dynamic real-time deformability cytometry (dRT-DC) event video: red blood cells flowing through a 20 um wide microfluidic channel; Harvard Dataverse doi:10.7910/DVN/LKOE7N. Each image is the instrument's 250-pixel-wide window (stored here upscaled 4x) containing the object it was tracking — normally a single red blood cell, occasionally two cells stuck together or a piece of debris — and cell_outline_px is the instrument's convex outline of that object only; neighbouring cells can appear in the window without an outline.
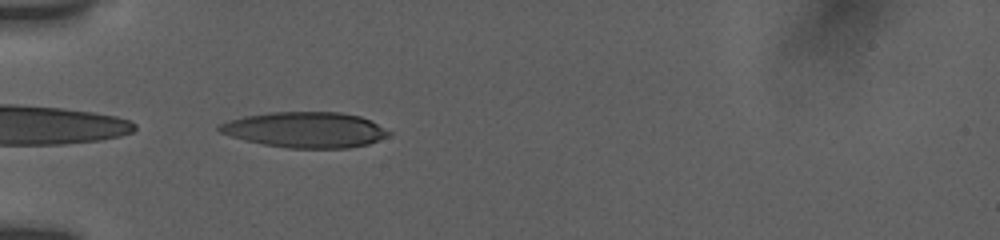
{"species": "human", "species_latin": "Homo sapiens", "temperature_condition": "room temperature", "stored_images_in_passage": 37, "camera_frame_rate_fps": 3000, "um_per_image_px": 0.085, "donor": {"sex": "female"}, "frame": {"image": 1, "passage_image": 1, "time_ms": 0.0, "image_size_px": [1000, 240], "cell_outline_px": [[392, 132], [388, 136], [368, 144], [348, 148], [288, 148], [264, 144], [244, 140], [220, 132], [216, 128], [220, 124], [228, 120], [244, 116], [272, 112], [340, 112], [360, 116], [372, 120]], "centroid_in_image_um": [25.97, 11.03], "position_along_channel_um": 59.0, "area_um2": 35.2}}
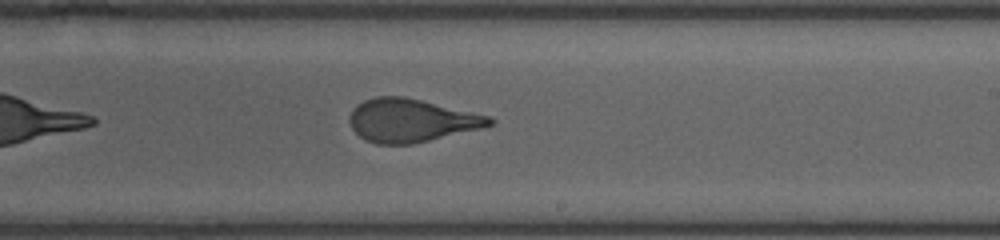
{"frame": {"image": 2, "passage_image": 17, "time_ms": 5.333, "image_size_px": [1000, 240], "cell_outline_px": [[496, 120], [492, 124], [484, 128], [412, 144], [376, 144], [364, 140], [352, 128], [348, 120], [348, 116], [352, 108], [356, 104], [364, 100], [376, 96], [404, 96], [488, 116]], "centroid_in_image_um": [34.9, 10.24], "position_along_channel_um": 254.1, "area_um2": 35.26}}
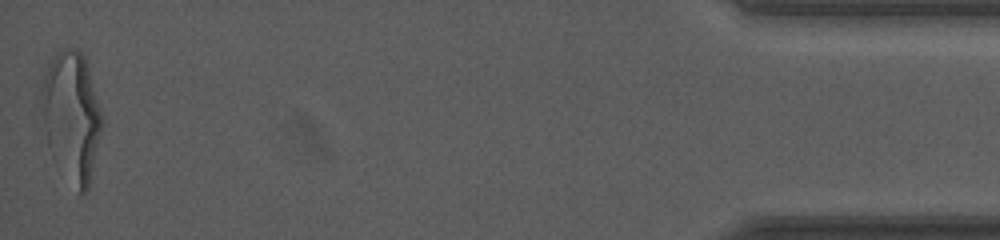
{"frame": {"image": 3, "passage_image": 37, "time_ms": 12.0, "image_size_px": [1000, 240], "cell_outline_px": [[104, 120], [88, 188], [84, 192], [80, 192], [44, 124], [40, 92], [40, 88], [48, 64], [52, 56], [56, 52], [64, 48], [76, 48], [84, 56]], "centroid_in_image_um": [6.14, 9.61], "position_along_channel_um": 429.1, "area_um2": 42.6}, "authors_computed_cell_mechanics": {"area_um2": 35.7782, "velocity_mm_per_s": 3.8455, "shape_relaxation_time_tau1_ms": 3.8597, "shape_relaxation_time_tau2_ms": 0.9252, "deformation_change_tau1": 0.2158, "deformation_change_tau2": 0.0993}}